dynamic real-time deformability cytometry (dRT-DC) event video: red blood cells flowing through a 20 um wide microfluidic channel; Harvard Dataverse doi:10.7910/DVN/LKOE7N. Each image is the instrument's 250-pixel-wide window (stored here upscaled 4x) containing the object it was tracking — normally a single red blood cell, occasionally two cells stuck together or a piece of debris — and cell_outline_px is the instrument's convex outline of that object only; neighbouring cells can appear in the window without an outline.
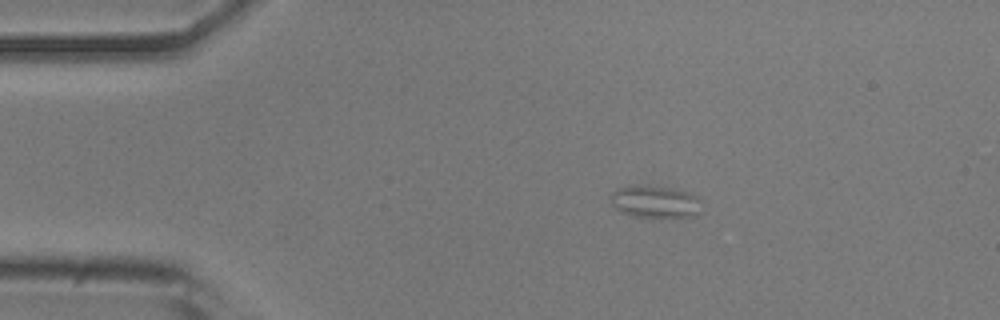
{"species": "common noctule bat (a hibernating species)", "species_latin": "Nyctalus noctula", "temperature_condition": "room temperature", "stored_images_in_passage": 34, "camera_frame_rate_fps": 3000, "um_per_image_px": 0.085, "animal": {"sex": "male", "body_mass_g": 20.5, "forearm_length_mm": 52.5}, "frame": {"image": 1, "passage_image": 1, "time_ms": 0.0, "image_size_px": [1000, 320], "cell_outline_px": [[696, 216], [640, 216], [620, 212], [612, 204], [608, 196], [616, 188], [668, 188], [684, 192], [696, 196]], "centroid_in_image_um": [55.57, 17.17], "position_along_channel_um": 29.4, "area_um2": 15.61}}